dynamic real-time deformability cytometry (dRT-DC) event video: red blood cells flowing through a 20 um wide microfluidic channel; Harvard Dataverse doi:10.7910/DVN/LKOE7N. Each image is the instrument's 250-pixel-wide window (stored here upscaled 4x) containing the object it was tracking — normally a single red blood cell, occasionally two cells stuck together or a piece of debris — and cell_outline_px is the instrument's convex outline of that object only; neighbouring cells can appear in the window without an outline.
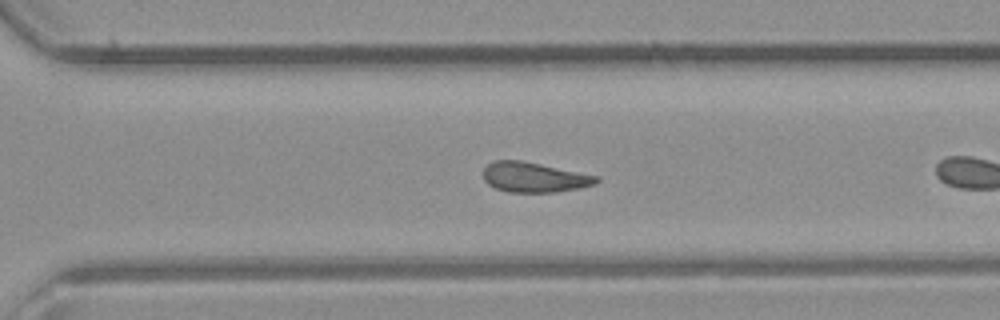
{"species": "common noctule bat (a hibernating species)", "species_latin": "Nyctalus noctula", "temperature_condition": "room temperature", "stored_images_in_passage": 22, "camera_frame_rate_fps": 3000, "um_per_image_px": 0.085, "animal": {"sex": "male", "body_mass_g": 23.1, "forearm_length_mm": 52.7}, "frame": {"image": 1, "passage_image": 13, "time_ms": 4.0, "image_size_px": [1000, 320], "cell_outline_px": [[600, 180], [596, 184], [580, 188], [556, 192], [508, 192], [496, 188], [488, 184], [484, 180], [484, 168], [488, 164], [496, 160], [520, 160], [600, 176]], "centroid_in_image_um": [45.44, 15.07], "position_along_channel_um": 325.2, "area_um2": 19.77}}